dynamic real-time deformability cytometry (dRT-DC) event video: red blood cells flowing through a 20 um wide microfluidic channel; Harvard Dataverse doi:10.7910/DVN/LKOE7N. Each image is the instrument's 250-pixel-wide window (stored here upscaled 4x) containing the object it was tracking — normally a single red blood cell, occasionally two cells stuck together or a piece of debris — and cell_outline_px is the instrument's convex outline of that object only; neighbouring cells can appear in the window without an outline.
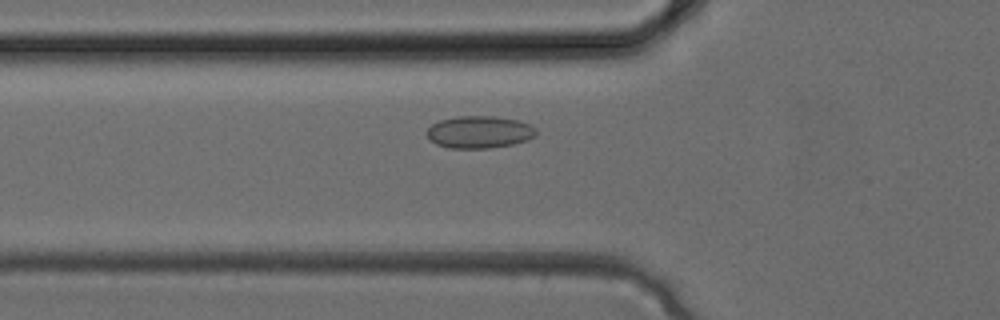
{"species": "common noctule bat (a hibernating species)", "species_latin": "Nyctalus noctula", "temperature_condition": "cold", "stored_images_in_passage": 29, "camera_frame_rate_fps": 3000, "um_per_image_px": 0.085, "animal": {"sex": "female", "body_mass_g": 24.6, "forearm_length_mm": 56.2}, "frame": {"image": 1, "passage_image": 6, "time_ms": 1.667, "image_size_px": [1000, 320], "cell_outline_px": [[536, 136], [528, 140], [512, 144], [488, 148], [448, 148], [436, 144], [428, 140], [424, 132], [432, 124], [440, 120], [456, 116], [496, 116], [516, 120], [528, 124], [536, 128]], "centroid_in_image_um": [40.7, 11.22], "position_along_channel_um": 85.1, "area_um2": 20.75}}
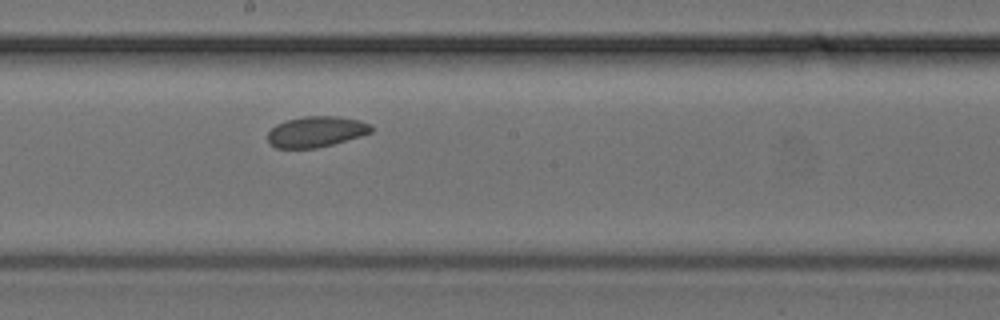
{"frame": {"image": 2, "passage_image": 13, "time_ms": 4.0, "image_size_px": [1000, 320], "cell_outline_px": [[372, 132], [360, 136], [332, 144], [316, 148], [276, 148], [268, 140], [268, 132], [276, 124], [288, 120], [304, 116], [340, 116], [360, 120], [372, 124]], "centroid_in_image_um": [26.9, 11.18], "position_along_channel_um": 221.3, "area_um2": 18.5}}
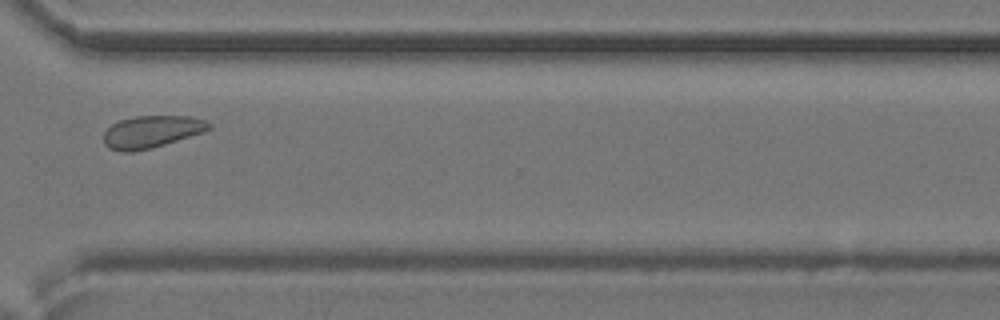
{"frame": {"image": 3, "passage_image": 20, "time_ms": 6.333, "image_size_px": [1000, 320], "cell_outline_px": [[212, 128], [204, 132], [152, 148], [132, 152], [120, 152], [108, 148], [104, 144], [104, 132], [112, 124], [120, 120], [136, 116], [192, 116], [204, 120], [212, 124]], "centroid_in_image_um": [12.89, 11.2], "position_along_channel_um": 357.7, "area_um2": 19.88}}